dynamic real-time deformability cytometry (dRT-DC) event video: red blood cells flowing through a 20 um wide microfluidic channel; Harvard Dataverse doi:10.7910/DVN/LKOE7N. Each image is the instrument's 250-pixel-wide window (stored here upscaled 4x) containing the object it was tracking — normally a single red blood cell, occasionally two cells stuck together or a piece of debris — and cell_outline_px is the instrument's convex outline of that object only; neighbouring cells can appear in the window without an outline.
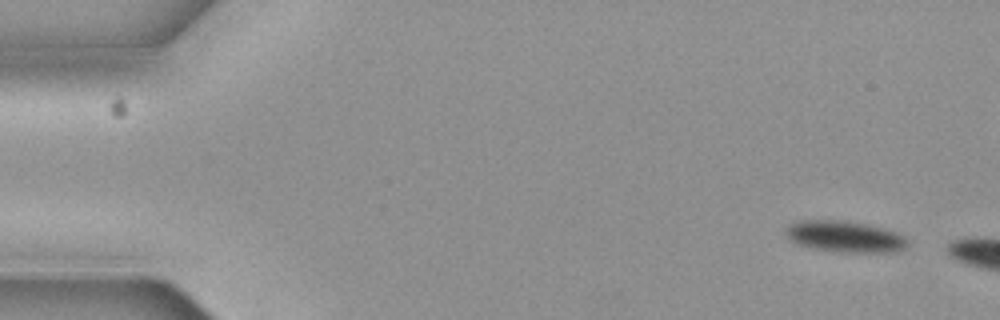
{"species": "common noctule bat (a hibernating species)", "species_latin": "Nyctalus noctula", "temperature_condition": "cold", "stored_images_in_passage": 4, "camera_frame_rate_fps": 3000, "um_per_image_px": 0.085, "animal": {"sex": "female", "body_mass_g": 19.3, "forearm_length_mm": 54.1}, "frame": {"image": 1, "passage_image": 1, "time_ms": 0.0, "image_size_px": [1000, 320], "cell_outline_px": [[904, 248], [896, 252], [836, 252], [812, 248], [800, 244], [792, 240], [784, 232], [792, 224], [800, 220], [836, 220], [864, 224], [896, 232], [904, 240]], "centroid_in_image_um": [71.76, 20.12], "position_along_channel_um": 13.2, "area_um2": 21.5}}